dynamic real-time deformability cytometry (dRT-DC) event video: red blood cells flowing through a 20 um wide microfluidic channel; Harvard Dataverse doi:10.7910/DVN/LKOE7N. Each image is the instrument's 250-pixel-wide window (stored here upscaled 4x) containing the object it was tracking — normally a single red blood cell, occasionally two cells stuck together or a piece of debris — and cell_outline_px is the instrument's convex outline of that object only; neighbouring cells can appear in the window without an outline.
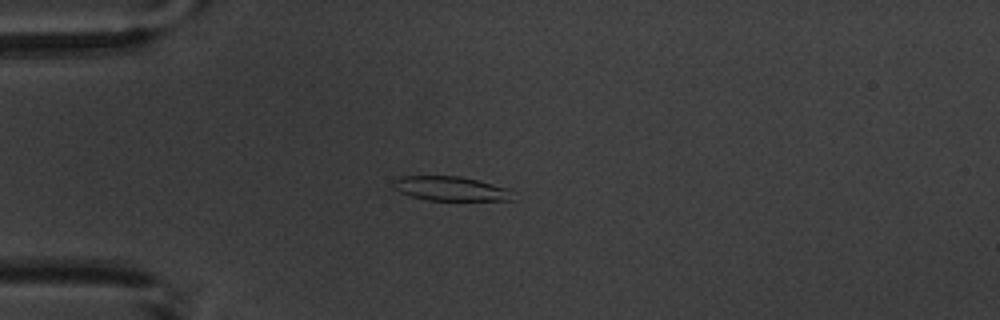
{"species": "common noctule bat (a hibernating species)", "species_latin": "Nyctalus noctula", "temperature_condition": "warm", "stored_images_in_passage": 3, "camera_frame_rate_fps": 3000, "um_per_image_px": 0.085, "animal": {"sex": "male", "body_mass_g": 20.1, "forearm_length_mm": 53.5}, "frame": {"image": 1, "passage_image": 1, "time_ms": 0.0, "image_size_px": [1000, 320], "cell_outline_px": [[516, 200], [428, 200], [412, 196], [400, 192], [392, 184], [392, 180], [400, 176], [460, 176], [508, 188]], "centroid_in_image_um": [38.29, 16.03], "position_along_channel_um": 46.7, "area_um2": 16.82}}